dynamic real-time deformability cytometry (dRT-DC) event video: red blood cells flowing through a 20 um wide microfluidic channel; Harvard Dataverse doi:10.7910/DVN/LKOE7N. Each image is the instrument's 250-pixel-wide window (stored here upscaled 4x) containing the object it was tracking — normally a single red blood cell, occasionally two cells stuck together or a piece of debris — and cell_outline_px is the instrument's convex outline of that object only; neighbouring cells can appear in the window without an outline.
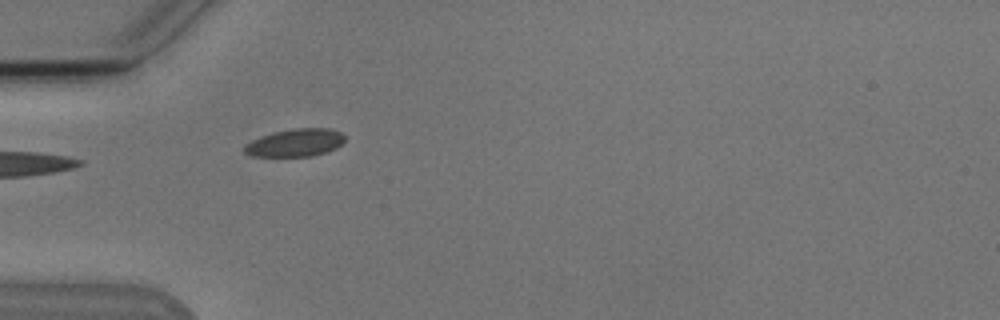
{"species": "Egyptian fruit bat (a non-hibernating species)", "species_latin": "Rousettus aegyptiacus", "temperature_condition": "cold", "stored_images_in_passage": 3, "camera_frame_rate_fps": 3000, "um_per_image_px": 0.085, "animal": {"sex": "male"}, "frame": {"image": 1, "passage_image": 2, "time_ms": 1.333, "image_size_px": [1000, 320], "cell_outline_px": [[344, 140], [336, 148], [328, 152], [312, 156], [252, 156], [244, 152], [244, 144], [260, 136], [292, 128], [328, 128], [340, 132], [344, 136]], "centroid_in_image_um": [25.09, 12.13], "position_along_channel_um": 59.9, "area_um2": 16.18}}